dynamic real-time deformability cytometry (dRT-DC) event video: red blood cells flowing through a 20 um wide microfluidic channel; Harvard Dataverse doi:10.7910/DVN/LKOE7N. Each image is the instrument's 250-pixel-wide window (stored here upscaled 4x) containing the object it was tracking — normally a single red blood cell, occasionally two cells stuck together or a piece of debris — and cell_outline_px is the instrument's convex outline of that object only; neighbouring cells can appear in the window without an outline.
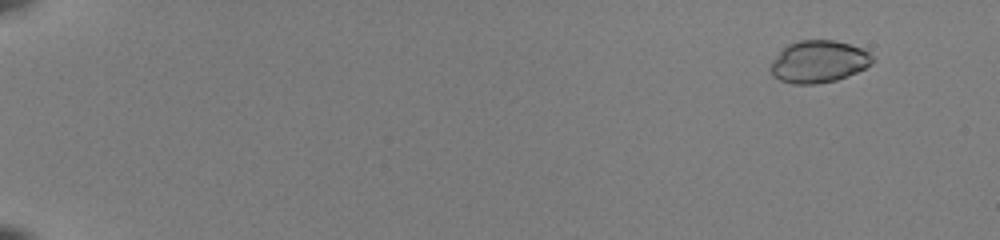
{"species": "common noctule bat (a hibernating species)", "species_latin": "Nyctalus noctula", "temperature_condition": "room temperature", "stored_images_in_passage": 55, "camera_frame_rate_fps": 3000, "um_per_image_px": 0.085, "animal": {"sex": "female", "body_mass_g": 22.0, "forearm_length_mm": 56.7}, "frame": {"image": 1, "passage_image": 6, "time_ms": 1.667, "image_size_px": [1000, 240], "cell_outline_px": [[876, 60], [872, 64], [856, 72], [836, 80], [816, 84], [792, 84], [780, 80], [772, 76], [768, 68], [772, 60], [788, 44], [796, 40], [832, 40], [848, 44], [860, 48], [876, 56]], "centroid_in_image_um": [69.57, 5.24], "position_along_channel_um": 15.4, "area_um2": 25.2}}
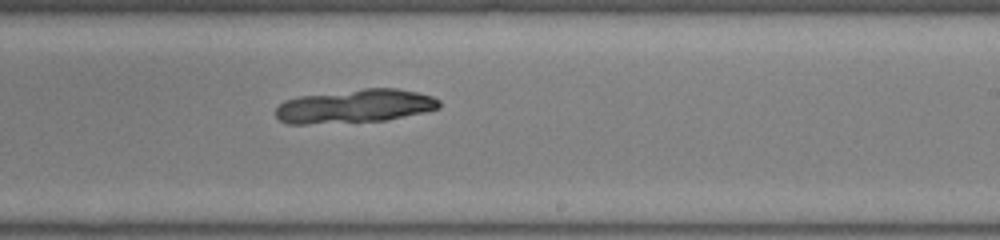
{"frame": {"image": 2, "passage_image": 37, "time_ms": 12.0, "image_size_px": [1000, 240], "cell_outline_px": [[440, 108], [424, 112], [384, 120], [304, 124], [288, 124], [280, 120], [276, 116], [276, 108], [284, 100], [296, 96], [364, 88], [396, 88], [416, 92], [432, 96], [440, 100]], "centroid_in_image_um": [30.14, 9.01], "position_along_channel_um": 258.9, "area_um2": 31.96}}
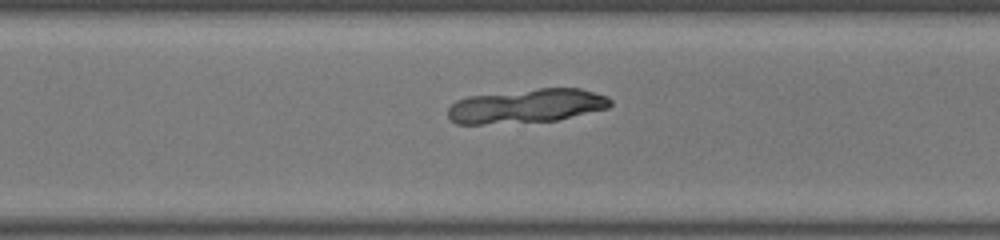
{"frame": {"image": 3, "passage_image": 42, "time_ms": 13.667, "image_size_px": [1000, 240], "cell_outline_px": [[612, 104], [608, 108], [556, 120], [480, 124], [456, 124], [448, 116], [448, 108], [456, 100], [468, 96], [540, 88], [580, 88], [608, 96], [612, 100]], "centroid_in_image_um": [44.77, 9.0], "position_along_channel_um": 325.8, "area_um2": 32.08}}